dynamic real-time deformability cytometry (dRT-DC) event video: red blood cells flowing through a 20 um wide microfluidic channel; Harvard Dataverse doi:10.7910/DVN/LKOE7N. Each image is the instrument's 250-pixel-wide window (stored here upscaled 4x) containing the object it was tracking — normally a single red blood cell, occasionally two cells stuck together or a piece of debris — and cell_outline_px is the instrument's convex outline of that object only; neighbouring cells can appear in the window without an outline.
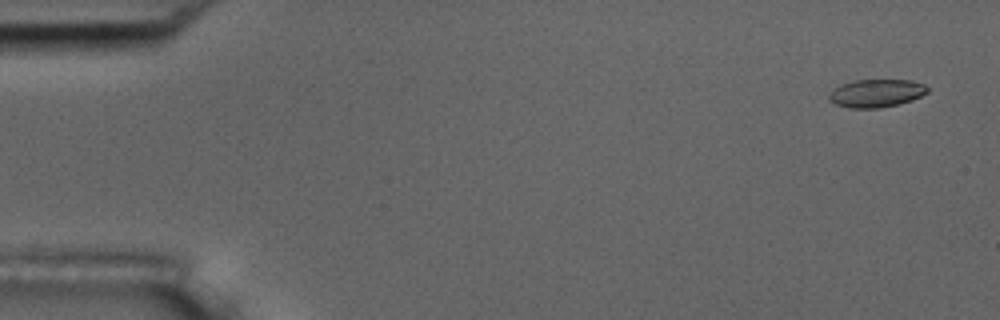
{"species": "common noctule bat (a hibernating species)", "species_latin": "Nyctalus noctula", "temperature_condition": "room temperature", "stored_images_in_passage": 54, "camera_frame_rate_fps": 3000, "um_per_image_px": 0.085, "animal": {"sex": "male", "body_mass_g": 17.5, "forearm_length_mm": 52.3}, "frame": {"image": 1, "passage_image": 3, "time_ms": 0.667, "image_size_px": [1000, 320], "cell_outline_px": [[928, 92], [912, 100], [880, 108], [848, 108], [836, 104], [828, 100], [828, 96], [836, 88], [844, 84], [856, 80], [912, 80], [924, 84], [928, 88]], "centroid_in_image_um": [74.51, 7.93], "position_along_channel_um": 10.5, "area_um2": 15.84}}
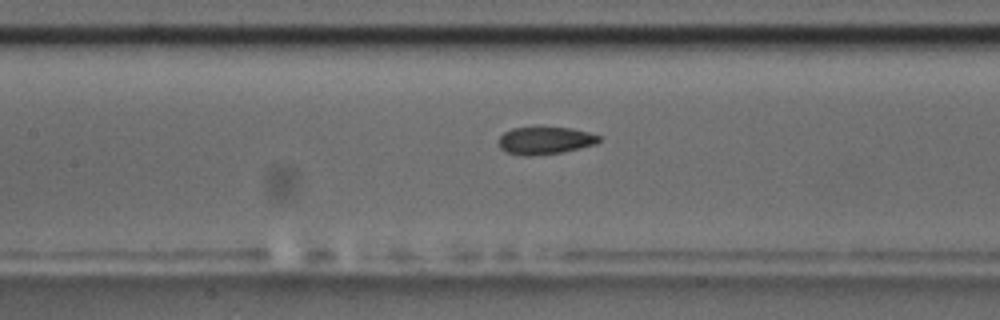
{"frame": {"image": 2, "passage_image": 26, "time_ms": 8.333, "image_size_px": [1000, 320], "cell_outline_px": [[600, 140], [596, 144], [580, 148], [560, 152], [528, 156], [524, 156], [504, 152], [500, 148], [500, 136], [504, 132], [512, 128], [536, 124], [540, 124], [572, 128], [588, 132], [600, 136]], "centroid_in_image_um": [46.3, 11.89], "position_along_channel_um": 161.1, "area_um2": 16.76}}
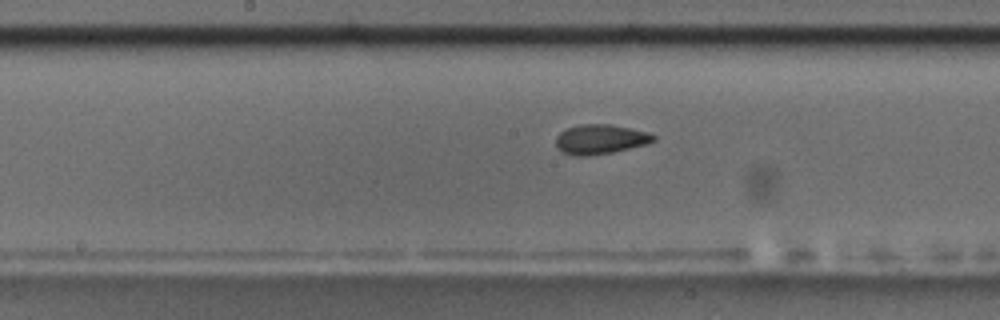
{"frame": {"image": 3, "passage_image": 29, "time_ms": 9.333, "image_size_px": [1000, 320], "cell_outline_px": [[656, 140], [648, 144], [612, 152], [584, 156], [572, 156], [556, 148], [556, 136], [564, 128], [580, 124], [608, 124], [648, 132], [656, 136]], "centroid_in_image_um": [51.0, 11.83], "position_along_channel_um": 197.2, "area_um2": 16.94}, "authors_computed_cell_mechanics": {"area_um2": 16.7909, "velocity_mm_per_s": 3.6445, "shape_relaxation_time_tau1_ms": 4.9952, "shape_relaxation_time_tau2_ms": 1.8885, "deformation_change_tau1": 0.1396, "deformation_change_tau2": 0.0674}}